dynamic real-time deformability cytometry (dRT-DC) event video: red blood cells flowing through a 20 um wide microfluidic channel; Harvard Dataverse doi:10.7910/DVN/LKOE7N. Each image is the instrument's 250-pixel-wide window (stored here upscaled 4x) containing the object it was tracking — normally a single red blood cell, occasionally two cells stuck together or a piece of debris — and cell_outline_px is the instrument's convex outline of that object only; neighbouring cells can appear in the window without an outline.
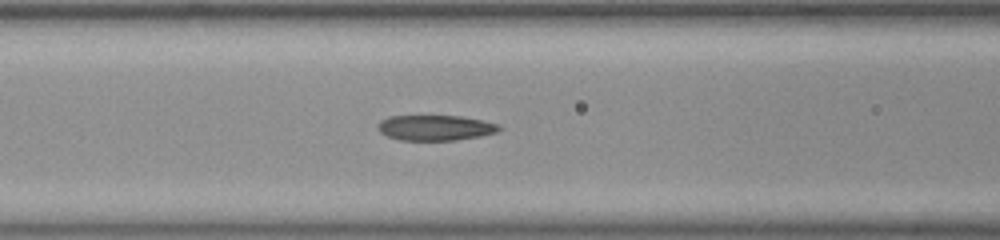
{"species": "common noctule bat (a hibernating species)", "species_latin": "Nyctalus noctula", "temperature_condition": "room temperature", "stored_images_in_passage": 37, "segment_of_instrument_passage": [2, 2], "camera_frame_rate_fps": 3000, "um_per_image_px": 0.085, "animal": {"sex": "female", "body_mass_g": 23.0, "forearm_length_mm": 53.4}, "frame": {"image": 1, "passage_image": 6, "time_ms": 1.667, "image_size_px": [1000, 240], "cell_outline_px": [[504, 128], [496, 132], [480, 136], [456, 140], [400, 140], [388, 136], [380, 132], [380, 120], [388, 116], [460, 116], [484, 120], [500, 124]], "centroid_in_image_um": [37.07, 10.85], "position_along_channel_um": 129.5, "area_um2": 17.92}}
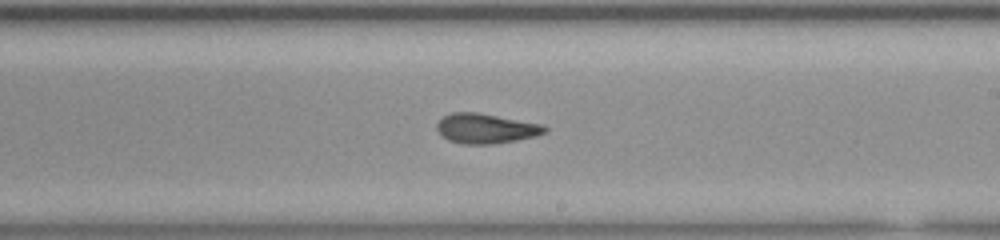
{"frame": {"image": 2, "passage_image": 15, "time_ms": 4.667, "image_size_px": [1000, 240], "cell_outline_px": [[548, 132], [536, 136], [516, 140], [492, 144], [460, 144], [448, 140], [436, 128], [436, 124], [444, 116], [452, 112], [476, 112], [540, 124], [548, 128]], "centroid_in_image_um": [41.29, 10.93], "position_along_channel_um": 247.7, "area_um2": 18.61}}
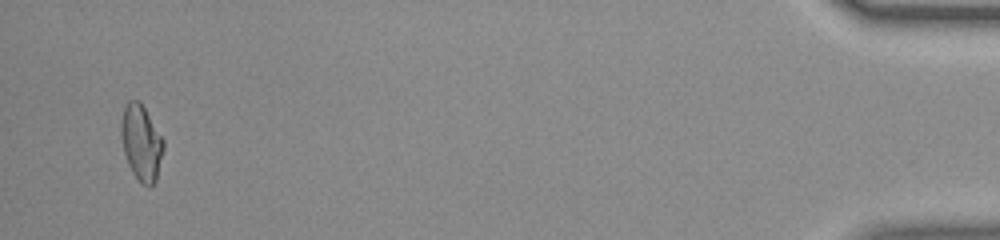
{"frame": {"image": 3, "passage_image": 35, "time_ms": 11.333, "image_size_px": [1000, 240], "cell_outline_px": [[164, 148], [156, 180], [152, 184], [140, 184], [132, 172], [128, 164], [124, 152], [120, 136], [120, 124], [124, 108], [128, 100], [140, 100], [164, 140]], "centroid_in_image_um": [12.0, 12.1], "position_along_channel_um": 423.2, "area_um2": 18.73}}